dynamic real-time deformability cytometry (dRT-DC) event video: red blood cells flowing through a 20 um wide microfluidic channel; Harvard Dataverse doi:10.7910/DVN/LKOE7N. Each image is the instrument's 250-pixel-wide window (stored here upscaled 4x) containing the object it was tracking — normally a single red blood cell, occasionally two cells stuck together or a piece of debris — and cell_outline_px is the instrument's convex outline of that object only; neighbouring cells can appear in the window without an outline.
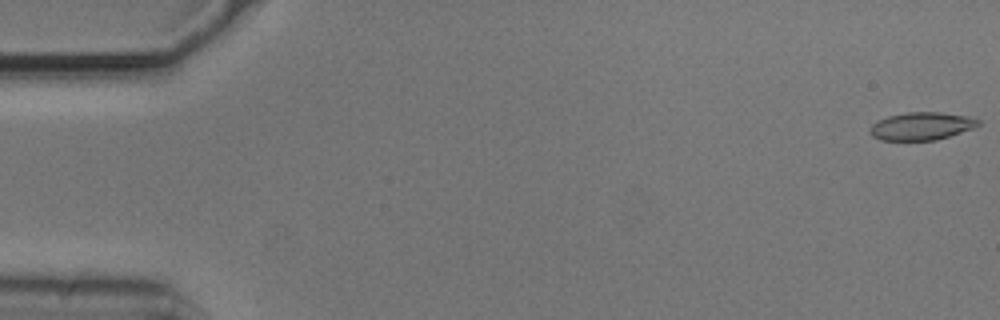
{"species": "common noctule bat (a hibernating species)", "species_latin": "Nyctalus noctula", "temperature_condition": "cold", "stored_images_in_passage": 54, "camera_frame_rate_fps": 3000, "um_per_image_px": 0.085, "animal": {"sex": "male", "body_mass_g": 20.5, "forearm_length_mm": 52.5}, "frame": {"image": 1, "passage_image": 1, "time_ms": 0.0, "image_size_px": [1000, 320], "cell_outline_px": [[980, 124], [972, 128], [936, 140], [880, 140], [872, 136], [868, 132], [872, 124], [888, 116], [908, 112], [940, 112], [968, 116], [980, 120]], "centroid_in_image_um": [78.3, 10.72], "position_along_channel_um": 6.7, "area_um2": 17.4}}
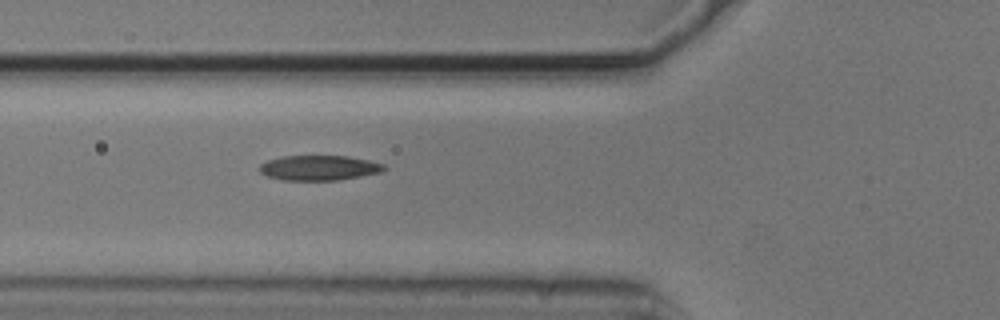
{"frame": {"image": 2, "passage_image": 20, "time_ms": 6.333, "image_size_px": [1000, 320], "cell_outline_px": [[388, 168], [380, 172], [340, 180], [284, 180], [268, 176], [260, 172], [260, 164], [268, 160], [284, 156], [348, 156], [368, 160], [384, 164]], "centroid_in_image_um": [27.14, 14.26], "position_along_channel_um": 98.7, "area_um2": 18.03}}
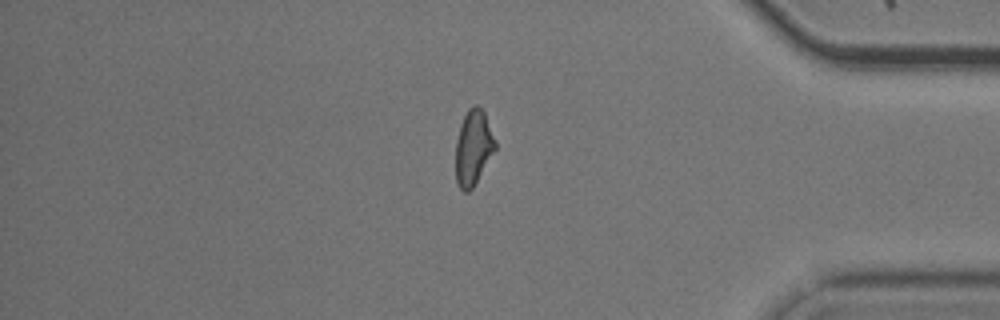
{"frame": {"image": 3, "passage_image": 46, "time_ms": 15.0, "image_size_px": [1000, 320], "cell_outline_px": [[496, 148], [472, 188], [468, 192], [464, 192], [460, 188], [456, 180], [456, 140], [460, 124], [468, 108], [472, 104], [476, 104], [484, 112], [496, 140]], "centroid_in_image_um": [40.22, 12.51], "position_along_channel_um": 395.0, "area_um2": 17.22}, "authors_computed_cell_mechanics": {"area_um2": 17.9469, "velocity_mm_per_s": 3.7382, "shape_relaxation_time_tau1_ms": 3.4704, "shape_relaxation_time_tau2_ms": 2.4309, "deformation_change_tau1": 0.1341, "deformation_change_tau2": 0.0963}}